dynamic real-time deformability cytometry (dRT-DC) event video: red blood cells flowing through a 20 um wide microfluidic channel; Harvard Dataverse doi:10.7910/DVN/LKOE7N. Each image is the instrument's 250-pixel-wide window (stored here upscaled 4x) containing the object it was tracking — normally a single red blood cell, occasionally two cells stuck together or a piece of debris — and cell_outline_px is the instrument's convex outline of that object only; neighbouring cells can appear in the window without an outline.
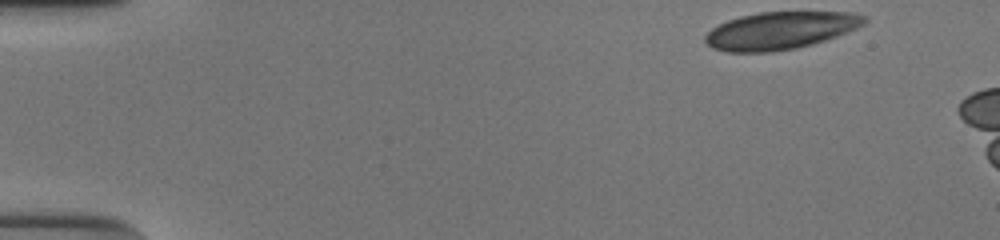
{"species": "human", "species_latin": "Homo sapiens", "temperature_condition": "cold", "stored_images_in_passage": 48, "camera_frame_rate_fps": 3000, "um_per_image_px": 0.085, "donor": {"sex": "male"}, "frame": {"image": 1, "passage_image": 1, "time_ms": 0.0, "image_size_px": [1000, 240], "cell_outline_px": [[868, 20], [864, 24], [848, 32], [812, 44], [796, 48], [768, 52], [728, 52], [712, 48], [704, 40], [704, 36], [712, 28], [728, 20], [740, 16], [760, 12], [852, 12], [864, 16]], "centroid_in_image_um": [66.32, 2.59], "position_along_channel_um": 18.7, "area_um2": 34.62}}
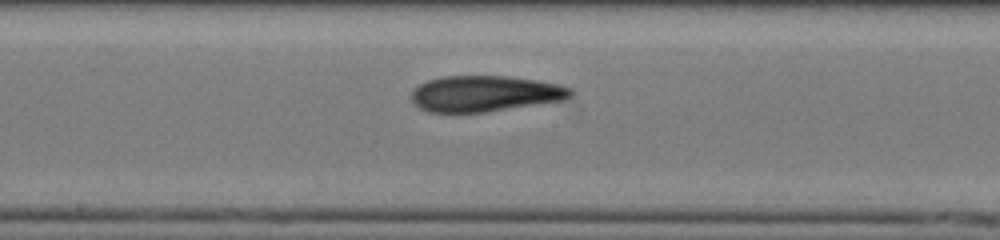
{"frame": {"image": 2, "passage_image": 25, "time_ms": 8.0, "image_size_px": [1000, 240], "cell_outline_px": [[576, 96], [564, 100], [484, 112], [428, 112], [420, 108], [412, 100], [412, 92], [420, 84], [428, 80], [444, 76], [504, 76], [536, 80], [560, 84], [572, 88], [576, 92]], "centroid_in_image_um": [41.3, 7.95], "position_along_channel_um": 206.9, "area_um2": 33.35}}
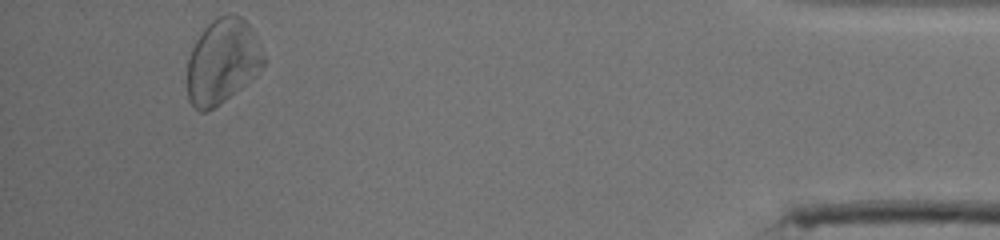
{"frame": {"image": 3, "passage_image": 46, "time_ms": 15.0, "image_size_px": [1000, 240], "cell_outline_px": [[264, 64], [252, 80], [220, 104], [208, 112], [200, 112], [188, 100], [188, 60], [192, 48], [196, 40], [204, 28], [212, 20], [228, 12], [240, 16], [248, 24], [260, 44], [264, 56]], "centroid_in_image_um": [18.91, 5.23], "position_along_channel_um": 416.3, "area_um2": 37.74}}